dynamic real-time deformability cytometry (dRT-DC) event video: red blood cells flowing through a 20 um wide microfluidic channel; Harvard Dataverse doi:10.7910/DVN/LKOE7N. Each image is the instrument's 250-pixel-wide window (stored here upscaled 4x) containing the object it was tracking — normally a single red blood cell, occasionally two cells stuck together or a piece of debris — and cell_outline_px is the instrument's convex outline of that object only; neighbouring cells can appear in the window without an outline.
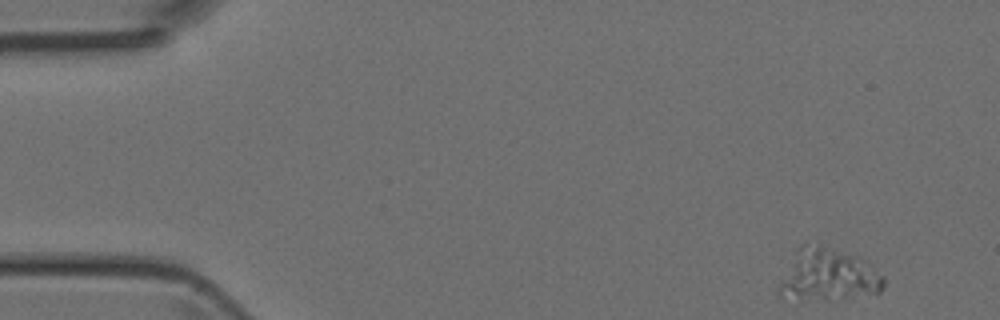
{"species": "Egyptian fruit bat (a non-hibernating species)", "species_latin": "Rousettus aegyptiacus", "temperature_condition": "room temperature", "stored_images_in_passage": 46, "camera_frame_rate_fps": 3000, "um_per_image_px": 0.085, "animal": {"sex": "female"}, "frame": {"image": 1, "passage_image": 1, "time_ms": 0.0, "image_size_px": [1000, 320], "cell_outline_px": [[884, 284], [880, 292], [844, 296], [780, 296], [776, 292], [776, 288], [796, 248], [804, 240], [860, 256], [884, 276]], "centroid_in_image_um": [70.37, 23.25], "position_along_channel_um": 14.6, "area_um2": 30.87}}
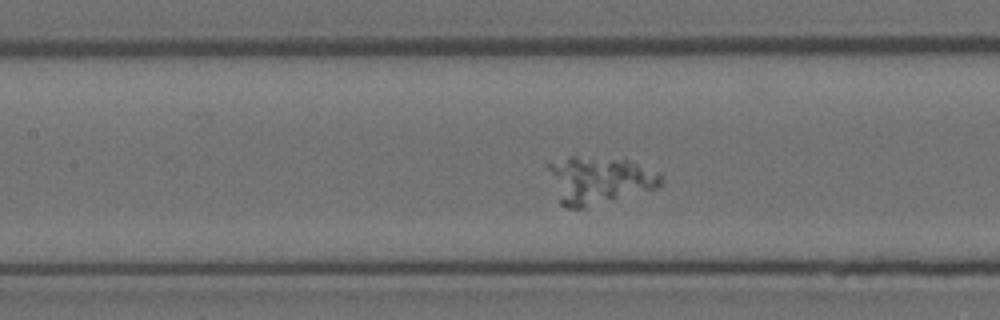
{"frame": {"image": 2, "passage_image": 19, "time_ms": 6.0, "image_size_px": [1000, 320], "cell_outline_px": [[660, 184], [656, 188], [584, 208], [564, 208], [560, 204], [544, 164], [568, 156], [624, 156], [660, 172]], "centroid_in_image_um": [50.89, 15.25], "position_along_channel_um": 156.5, "area_um2": 32.14}}
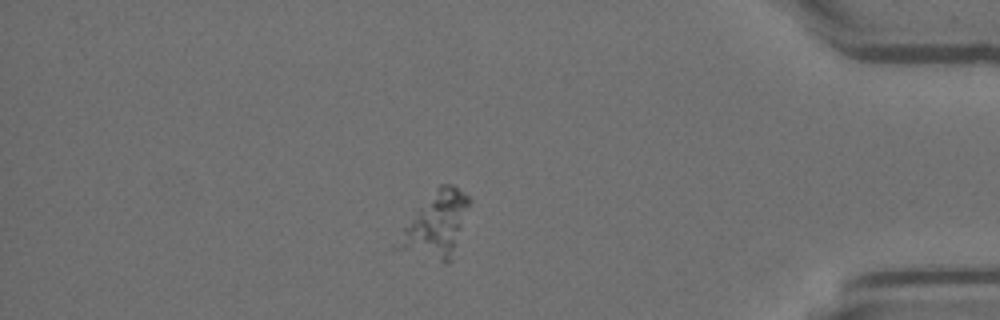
{"frame": {"image": 3, "passage_image": 39, "time_ms": 12.667, "image_size_px": [1000, 320], "cell_outline_px": [[472, 200], [452, 260], [448, 264], [444, 264], [392, 248], [392, 244], [416, 208], [440, 184], [452, 184], [464, 192]], "centroid_in_image_um": [37.04, 19.14], "position_along_channel_um": 398.2, "area_um2": 27.86}}